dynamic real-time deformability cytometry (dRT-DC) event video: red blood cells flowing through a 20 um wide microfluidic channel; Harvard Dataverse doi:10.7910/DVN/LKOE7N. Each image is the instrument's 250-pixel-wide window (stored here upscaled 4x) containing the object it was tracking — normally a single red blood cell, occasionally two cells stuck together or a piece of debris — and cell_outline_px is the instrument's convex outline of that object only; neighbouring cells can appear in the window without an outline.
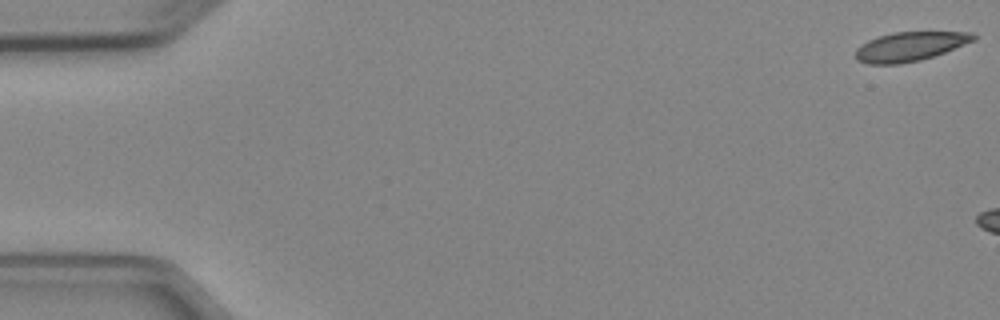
{"species": "Egyptian fruit bat (a non-hibernating species)", "species_latin": "Rousettus aegyptiacus", "temperature_condition": "cold", "stored_images_in_passage": 4, "camera_frame_rate_fps": 3000, "um_per_image_px": 0.085, "animal": {"sex": "female"}, "frame": {"image": 1, "passage_image": 1, "time_ms": 0.0, "image_size_px": [1000, 320], "cell_outline_px": [[976, 40], [944, 52], [920, 60], [900, 64], [868, 64], [856, 60], [856, 48], [860, 44], [868, 40], [880, 36], [896, 32], [972, 32], [976, 36]], "centroid_in_image_um": [77.33, 3.95], "position_along_channel_um": 7.7, "area_um2": 19.94}}